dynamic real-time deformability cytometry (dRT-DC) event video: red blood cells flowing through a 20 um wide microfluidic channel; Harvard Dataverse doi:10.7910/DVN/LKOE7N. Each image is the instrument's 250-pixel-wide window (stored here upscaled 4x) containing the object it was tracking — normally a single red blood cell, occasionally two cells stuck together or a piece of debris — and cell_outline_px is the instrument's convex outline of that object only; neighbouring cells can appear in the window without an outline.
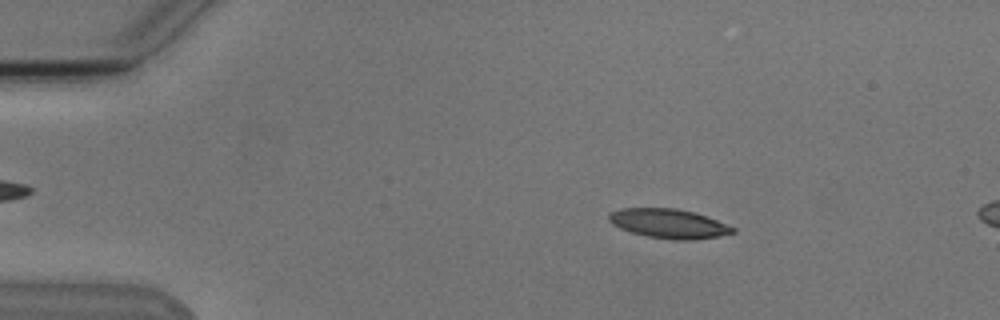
{"species": "Egyptian fruit bat (a non-hibernating species)", "species_latin": "Rousettus aegyptiacus", "temperature_condition": "cold", "stored_images_in_passage": 3, "camera_frame_rate_fps": 3000, "um_per_image_px": 0.085, "animal": {"sex": "male"}, "frame": {"image": 1, "passage_image": 2, "time_ms": 1.0, "image_size_px": [1000, 320], "cell_outline_px": [[736, 232], [720, 236], [692, 240], [672, 240], [648, 236], [632, 232], [620, 228], [612, 224], [608, 220], [608, 212], [620, 208], [676, 208], [696, 212], [736, 228]], "centroid_in_image_um": [56.84, 19.0], "position_along_channel_um": 28.2, "area_um2": 21.33}}